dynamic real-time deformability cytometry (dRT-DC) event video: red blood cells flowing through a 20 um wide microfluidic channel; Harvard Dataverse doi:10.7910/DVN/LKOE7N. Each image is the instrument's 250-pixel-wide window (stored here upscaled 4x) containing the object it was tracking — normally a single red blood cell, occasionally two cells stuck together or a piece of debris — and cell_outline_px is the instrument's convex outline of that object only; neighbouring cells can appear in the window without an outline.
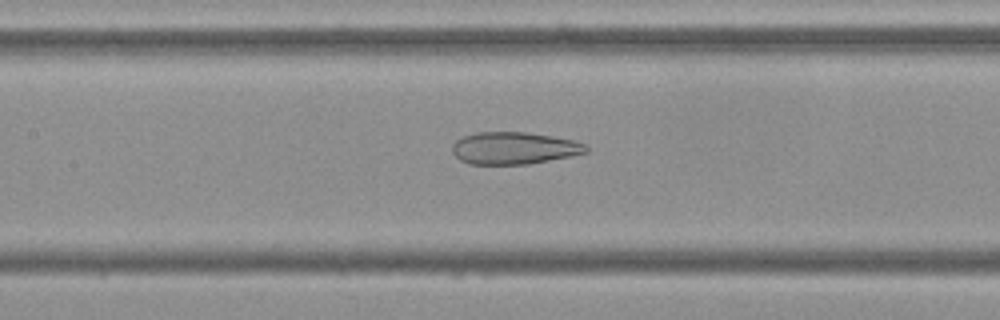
{"species": "Egyptian fruit bat (a non-hibernating species)", "species_latin": "Rousettus aegyptiacus", "temperature_condition": "cold", "stored_images_in_passage": 43, "camera_frame_rate_fps": 3000, "um_per_image_px": 0.085, "frame": {"image": 1, "passage_image": 14, "time_ms": 4.333, "image_size_px": [1000, 320], "cell_outline_px": [[588, 152], [572, 156], [528, 164], [468, 164], [460, 160], [452, 152], [452, 144], [456, 140], [464, 136], [476, 132], [524, 132], [552, 136], [572, 140], [588, 144]], "centroid_in_image_um": [43.7, 12.59], "position_along_channel_um": 163.7, "area_um2": 25.2}}
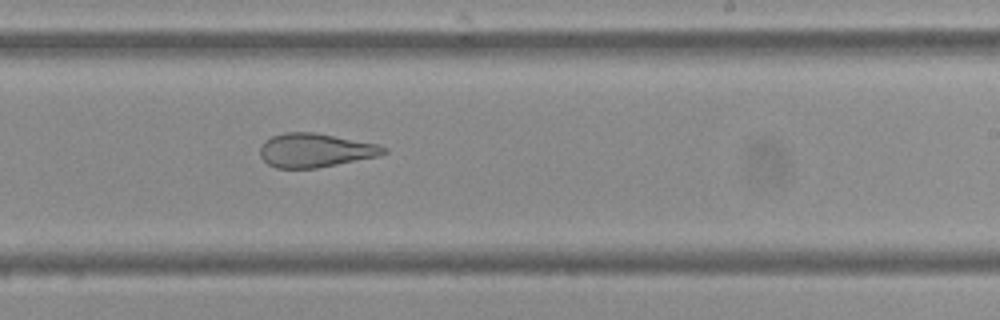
{"frame": {"image": 2, "passage_image": 22, "time_ms": 7.0, "image_size_px": [1000, 320], "cell_outline_px": [[388, 152], [376, 156], [316, 168], [276, 168], [268, 164], [260, 156], [260, 148], [264, 140], [272, 136], [284, 132], [312, 132], [380, 144], [388, 148]], "centroid_in_image_um": [26.78, 12.77], "position_along_channel_um": 262.2, "area_um2": 24.28}}
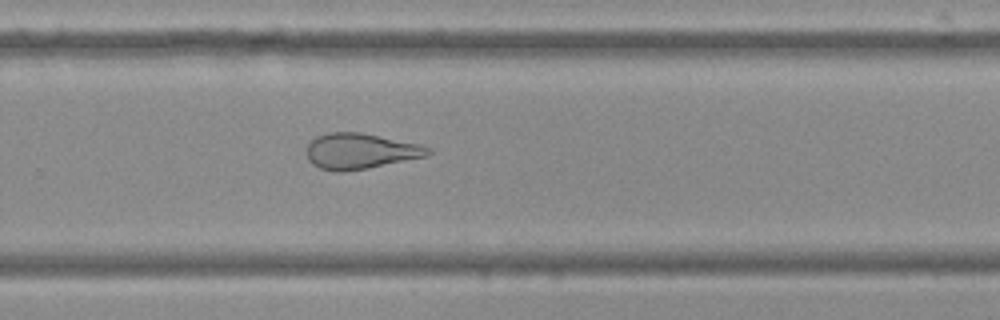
{"frame": {"image": 3, "passage_image": 25, "time_ms": 8.0, "image_size_px": [1000, 320], "cell_outline_px": [[432, 152], [428, 156], [368, 168], [344, 172], [332, 172], [320, 168], [312, 164], [308, 160], [304, 152], [308, 144], [316, 136], [328, 132], [360, 132], [420, 144], [432, 148]], "centroid_in_image_um": [30.6, 12.85], "position_along_channel_um": 299.2, "area_um2": 25.61}, "authors_computed_cell_mechanics": {"area_um2": 28.2642, "velocity_mm_per_s": 3.7075, "shape_relaxation_time_tau1_ms": null, "shape_relaxation_time_tau2_ms": 2.3471, "deformation_change_tau1": null, "deformation_change_tau2": 0.1155}}